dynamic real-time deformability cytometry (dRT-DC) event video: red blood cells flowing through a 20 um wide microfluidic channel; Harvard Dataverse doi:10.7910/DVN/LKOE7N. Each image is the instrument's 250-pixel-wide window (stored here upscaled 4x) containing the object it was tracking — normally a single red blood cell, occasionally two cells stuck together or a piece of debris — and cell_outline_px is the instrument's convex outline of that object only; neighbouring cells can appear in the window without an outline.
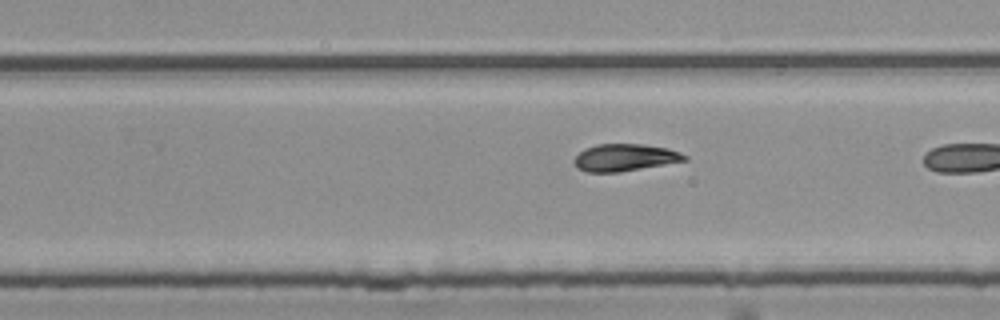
{"species": "common noctule bat (a hibernating species)", "species_latin": "Nyctalus noctula", "temperature_condition": "room temperature", "stored_images_in_passage": 35, "camera_frame_rate_fps": 3000, "um_per_image_px": 0.085, "animal": {"sex": "female", "body_mass_g": 25.1}, "frame": {"image": 1, "passage_image": 30, "time_ms": 9.667, "image_size_px": [1000, 320], "cell_outline_px": [[688, 160], [616, 172], [588, 172], [580, 168], [572, 160], [584, 148], [596, 144], [644, 144], [668, 148], [680, 152], [688, 156]], "centroid_in_image_um": [53.12, 13.37], "position_along_channel_um": 276.7, "area_um2": 17.28}}